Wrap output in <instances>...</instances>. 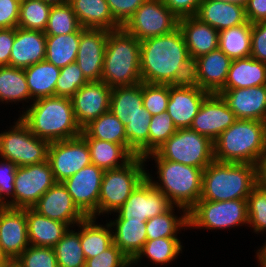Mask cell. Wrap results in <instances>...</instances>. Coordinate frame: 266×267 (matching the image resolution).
I'll return each mask as SVG.
<instances>
[{
	"label": "cell",
	"mask_w": 266,
	"mask_h": 267,
	"mask_svg": "<svg viewBox=\"0 0 266 267\" xmlns=\"http://www.w3.org/2000/svg\"><path fill=\"white\" fill-rule=\"evenodd\" d=\"M188 56V48L179 27L170 33L140 41L142 82L169 84Z\"/></svg>",
	"instance_id": "cell-1"
},
{
	"label": "cell",
	"mask_w": 266,
	"mask_h": 267,
	"mask_svg": "<svg viewBox=\"0 0 266 267\" xmlns=\"http://www.w3.org/2000/svg\"><path fill=\"white\" fill-rule=\"evenodd\" d=\"M33 102L19 118L35 136L54 142L81 135L82 129L76 122L70 98L43 97Z\"/></svg>",
	"instance_id": "cell-2"
},
{
	"label": "cell",
	"mask_w": 266,
	"mask_h": 267,
	"mask_svg": "<svg viewBox=\"0 0 266 267\" xmlns=\"http://www.w3.org/2000/svg\"><path fill=\"white\" fill-rule=\"evenodd\" d=\"M109 110L125 125L129 149L148 155L151 114L143 106L142 82L112 88Z\"/></svg>",
	"instance_id": "cell-3"
},
{
	"label": "cell",
	"mask_w": 266,
	"mask_h": 267,
	"mask_svg": "<svg viewBox=\"0 0 266 267\" xmlns=\"http://www.w3.org/2000/svg\"><path fill=\"white\" fill-rule=\"evenodd\" d=\"M214 160L257 165L266 150V122L237 119L213 142Z\"/></svg>",
	"instance_id": "cell-4"
},
{
	"label": "cell",
	"mask_w": 266,
	"mask_h": 267,
	"mask_svg": "<svg viewBox=\"0 0 266 267\" xmlns=\"http://www.w3.org/2000/svg\"><path fill=\"white\" fill-rule=\"evenodd\" d=\"M256 186V165L213 160L203 171L200 200L248 199Z\"/></svg>",
	"instance_id": "cell-5"
},
{
	"label": "cell",
	"mask_w": 266,
	"mask_h": 267,
	"mask_svg": "<svg viewBox=\"0 0 266 267\" xmlns=\"http://www.w3.org/2000/svg\"><path fill=\"white\" fill-rule=\"evenodd\" d=\"M101 81L110 88L142 82L140 41L123 28L108 33Z\"/></svg>",
	"instance_id": "cell-6"
},
{
	"label": "cell",
	"mask_w": 266,
	"mask_h": 267,
	"mask_svg": "<svg viewBox=\"0 0 266 267\" xmlns=\"http://www.w3.org/2000/svg\"><path fill=\"white\" fill-rule=\"evenodd\" d=\"M149 155L158 165L157 173L160 184L153 182L149 173H146V177L168 198L172 205H176L182 211L183 209L189 211L201 198L204 170L162 159L155 152L149 153L144 159L147 160Z\"/></svg>",
	"instance_id": "cell-7"
},
{
	"label": "cell",
	"mask_w": 266,
	"mask_h": 267,
	"mask_svg": "<svg viewBox=\"0 0 266 267\" xmlns=\"http://www.w3.org/2000/svg\"><path fill=\"white\" fill-rule=\"evenodd\" d=\"M144 157L135 156L126 165L105 170L98 198V214L116 212L146 177Z\"/></svg>",
	"instance_id": "cell-8"
},
{
	"label": "cell",
	"mask_w": 266,
	"mask_h": 267,
	"mask_svg": "<svg viewBox=\"0 0 266 267\" xmlns=\"http://www.w3.org/2000/svg\"><path fill=\"white\" fill-rule=\"evenodd\" d=\"M154 152L162 159L203 170L214 160L213 142L190 128L178 129Z\"/></svg>",
	"instance_id": "cell-9"
},
{
	"label": "cell",
	"mask_w": 266,
	"mask_h": 267,
	"mask_svg": "<svg viewBox=\"0 0 266 267\" xmlns=\"http://www.w3.org/2000/svg\"><path fill=\"white\" fill-rule=\"evenodd\" d=\"M50 142L35 136L29 127L18 119L12 129L0 133V156L18 167L47 161Z\"/></svg>",
	"instance_id": "cell-10"
},
{
	"label": "cell",
	"mask_w": 266,
	"mask_h": 267,
	"mask_svg": "<svg viewBox=\"0 0 266 267\" xmlns=\"http://www.w3.org/2000/svg\"><path fill=\"white\" fill-rule=\"evenodd\" d=\"M189 227L223 229L248 224L247 199L199 200L188 211Z\"/></svg>",
	"instance_id": "cell-11"
},
{
	"label": "cell",
	"mask_w": 266,
	"mask_h": 267,
	"mask_svg": "<svg viewBox=\"0 0 266 267\" xmlns=\"http://www.w3.org/2000/svg\"><path fill=\"white\" fill-rule=\"evenodd\" d=\"M178 27L179 18L163 0H146L122 26L139 41L170 33Z\"/></svg>",
	"instance_id": "cell-12"
},
{
	"label": "cell",
	"mask_w": 266,
	"mask_h": 267,
	"mask_svg": "<svg viewBox=\"0 0 266 267\" xmlns=\"http://www.w3.org/2000/svg\"><path fill=\"white\" fill-rule=\"evenodd\" d=\"M47 160L56 182H63L91 164L86 140L78 137L50 142Z\"/></svg>",
	"instance_id": "cell-13"
},
{
	"label": "cell",
	"mask_w": 266,
	"mask_h": 267,
	"mask_svg": "<svg viewBox=\"0 0 266 267\" xmlns=\"http://www.w3.org/2000/svg\"><path fill=\"white\" fill-rule=\"evenodd\" d=\"M172 204L168 198L145 177L129 198L116 211V220L147 221L166 212Z\"/></svg>",
	"instance_id": "cell-14"
},
{
	"label": "cell",
	"mask_w": 266,
	"mask_h": 267,
	"mask_svg": "<svg viewBox=\"0 0 266 267\" xmlns=\"http://www.w3.org/2000/svg\"><path fill=\"white\" fill-rule=\"evenodd\" d=\"M55 183L48 160L17 167L14 181V208H32Z\"/></svg>",
	"instance_id": "cell-15"
},
{
	"label": "cell",
	"mask_w": 266,
	"mask_h": 267,
	"mask_svg": "<svg viewBox=\"0 0 266 267\" xmlns=\"http://www.w3.org/2000/svg\"><path fill=\"white\" fill-rule=\"evenodd\" d=\"M103 174V169L90 164L62 182L74 204L86 217L96 218L98 213Z\"/></svg>",
	"instance_id": "cell-16"
},
{
	"label": "cell",
	"mask_w": 266,
	"mask_h": 267,
	"mask_svg": "<svg viewBox=\"0 0 266 267\" xmlns=\"http://www.w3.org/2000/svg\"><path fill=\"white\" fill-rule=\"evenodd\" d=\"M237 121L234 112L219 94L210 93L193 118L190 129L214 142L219 135Z\"/></svg>",
	"instance_id": "cell-17"
},
{
	"label": "cell",
	"mask_w": 266,
	"mask_h": 267,
	"mask_svg": "<svg viewBox=\"0 0 266 267\" xmlns=\"http://www.w3.org/2000/svg\"><path fill=\"white\" fill-rule=\"evenodd\" d=\"M111 90L103 81H91L70 98L76 122L83 129L92 120L109 111Z\"/></svg>",
	"instance_id": "cell-18"
},
{
	"label": "cell",
	"mask_w": 266,
	"mask_h": 267,
	"mask_svg": "<svg viewBox=\"0 0 266 267\" xmlns=\"http://www.w3.org/2000/svg\"><path fill=\"white\" fill-rule=\"evenodd\" d=\"M26 208L0 207V247L15 261L29 246Z\"/></svg>",
	"instance_id": "cell-19"
},
{
	"label": "cell",
	"mask_w": 266,
	"mask_h": 267,
	"mask_svg": "<svg viewBox=\"0 0 266 267\" xmlns=\"http://www.w3.org/2000/svg\"><path fill=\"white\" fill-rule=\"evenodd\" d=\"M109 30L85 28L80 35L76 63L85 78L100 81Z\"/></svg>",
	"instance_id": "cell-20"
},
{
	"label": "cell",
	"mask_w": 266,
	"mask_h": 267,
	"mask_svg": "<svg viewBox=\"0 0 266 267\" xmlns=\"http://www.w3.org/2000/svg\"><path fill=\"white\" fill-rule=\"evenodd\" d=\"M32 208L41 215L68 226H74L86 218L74 204L62 182H56L49 188Z\"/></svg>",
	"instance_id": "cell-21"
},
{
	"label": "cell",
	"mask_w": 266,
	"mask_h": 267,
	"mask_svg": "<svg viewBox=\"0 0 266 267\" xmlns=\"http://www.w3.org/2000/svg\"><path fill=\"white\" fill-rule=\"evenodd\" d=\"M218 94L237 119L266 122V85L222 89Z\"/></svg>",
	"instance_id": "cell-22"
},
{
	"label": "cell",
	"mask_w": 266,
	"mask_h": 267,
	"mask_svg": "<svg viewBox=\"0 0 266 267\" xmlns=\"http://www.w3.org/2000/svg\"><path fill=\"white\" fill-rule=\"evenodd\" d=\"M200 87L169 86L167 113L177 129L189 128L199 112L204 99L209 95Z\"/></svg>",
	"instance_id": "cell-23"
},
{
	"label": "cell",
	"mask_w": 266,
	"mask_h": 267,
	"mask_svg": "<svg viewBox=\"0 0 266 267\" xmlns=\"http://www.w3.org/2000/svg\"><path fill=\"white\" fill-rule=\"evenodd\" d=\"M46 35L43 31L15 28L10 66L25 69L45 60Z\"/></svg>",
	"instance_id": "cell-24"
},
{
	"label": "cell",
	"mask_w": 266,
	"mask_h": 267,
	"mask_svg": "<svg viewBox=\"0 0 266 267\" xmlns=\"http://www.w3.org/2000/svg\"><path fill=\"white\" fill-rule=\"evenodd\" d=\"M189 56L200 57L219 47V31L196 16L179 19Z\"/></svg>",
	"instance_id": "cell-25"
},
{
	"label": "cell",
	"mask_w": 266,
	"mask_h": 267,
	"mask_svg": "<svg viewBox=\"0 0 266 267\" xmlns=\"http://www.w3.org/2000/svg\"><path fill=\"white\" fill-rule=\"evenodd\" d=\"M199 87L218 94L224 87L232 59L219 47L197 58Z\"/></svg>",
	"instance_id": "cell-26"
},
{
	"label": "cell",
	"mask_w": 266,
	"mask_h": 267,
	"mask_svg": "<svg viewBox=\"0 0 266 267\" xmlns=\"http://www.w3.org/2000/svg\"><path fill=\"white\" fill-rule=\"evenodd\" d=\"M196 17L218 31L247 22L243 6L213 0H202Z\"/></svg>",
	"instance_id": "cell-27"
},
{
	"label": "cell",
	"mask_w": 266,
	"mask_h": 267,
	"mask_svg": "<svg viewBox=\"0 0 266 267\" xmlns=\"http://www.w3.org/2000/svg\"><path fill=\"white\" fill-rule=\"evenodd\" d=\"M29 244L53 248L69 230L63 222L41 215L33 208H26Z\"/></svg>",
	"instance_id": "cell-28"
},
{
	"label": "cell",
	"mask_w": 266,
	"mask_h": 267,
	"mask_svg": "<svg viewBox=\"0 0 266 267\" xmlns=\"http://www.w3.org/2000/svg\"><path fill=\"white\" fill-rule=\"evenodd\" d=\"M83 28L116 30L122 26L113 18L106 0H69Z\"/></svg>",
	"instance_id": "cell-29"
},
{
	"label": "cell",
	"mask_w": 266,
	"mask_h": 267,
	"mask_svg": "<svg viewBox=\"0 0 266 267\" xmlns=\"http://www.w3.org/2000/svg\"><path fill=\"white\" fill-rule=\"evenodd\" d=\"M266 85V63L251 56L232 60L223 89Z\"/></svg>",
	"instance_id": "cell-30"
},
{
	"label": "cell",
	"mask_w": 266,
	"mask_h": 267,
	"mask_svg": "<svg viewBox=\"0 0 266 267\" xmlns=\"http://www.w3.org/2000/svg\"><path fill=\"white\" fill-rule=\"evenodd\" d=\"M84 139L90 151L91 164L96 165L104 171L122 167L136 156L129 149L128 145L116 144L96 138ZM118 160H121V163Z\"/></svg>",
	"instance_id": "cell-31"
},
{
	"label": "cell",
	"mask_w": 266,
	"mask_h": 267,
	"mask_svg": "<svg viewBox=\"0 0 266 267\" xmlns=\"http://www.w3.org/2000/svg\"><path fill=\"white\" fill-rule=\"evenodd\" d=\"M109 224L116 229L113 243L132 261L147 241L146 221L115 220Z\"/></svg>",
	"instance_id": "cell-32"
},
{
	"label": "cell",
	"mask_w": 266,
	"mask_h": 267,
	"mask_svg": "<svg viewBox=\"0 0 266 267\" xmlns=\"http://www.w3.org/2000/svg\"><path fill=\"white\" fill-rule=\"evenodd\" d=\"M24 73L32 100L55 96V85L60 75L59 67L43 60L25 68Z\"/></svg>",
	"instance_id": "cell-33"
},
{
	"label": "cell",
	"mask_w": 266,
	"mask_h": 267,
	"mask_svg": "<svg viewBox=\"0 0 266 267\" xmlns=\"http://www.w3.org/2000/svg\"><path fill=\"white\" fill-rule=\"evenodd\" d=\"M96 218L86 217L79 222L80 244L86 259L93 258L113 244V233L110 224L106 227L96 225ZM82 229V230H81Z\"/></svg>",
	"instance_id": "cell-34"
},
{
	"label": "cell",
	"mask_w": 266,
	"mask_h": 267,
	"mask_svg": "<svg viewBox=\"0 0 266 267\" xmlns=\"http://www.w3.org/2000/svg\"><path fill=\"white\" fill-rule=\"evenodd\" d=\"M84 29L81 27L78 31L70 34L46 36L45 60L59 68L75 62L80 35Z\"/></svg>",
	"instance_id": "cell-35"
},
{
	"label": "cell",
	"mask_w": 266,
	"mask_h": 267,
	"mask_svg": "<svg viewBox=\"0 0 266 267\" xmlns=\"http://www.w3.org/2000/svg\"><path fill=\"white\" fill-rule=\"evenodd\" d=\"M81 136L128 145L125 125L110 110L86 125Z\"/></svg>",
	"instance_id": "cell-36"
},
{
	"label": "cell",
	"mask_w": 266,
	"mask_h": 267,
	"mask_svg": "<svg viewBox=\"0 0 266 267\" xmlns=\"http://www.w3.org/2000/svg\"><path fill=\"white\" fill-rule=\"evenodd\" d=\"M219 48L232 60L250 57L251 23L219 31Z\"/></svg>",
	"instance_id": "cell-37"
},
{
	"label": "cell",
	"mask_w": 266,
	"mask_h": 267,
	"mask_svg": "<svg viewBox=\"0 0 266 267\" xmlns=\"http://www.w3.org/2000/svg\"><path fill=\"white\" fill-rule=\"evenodd\" d=\"M32 99L24 69L0 66V101L17 102Z\"/></svg>",
	"instance_id": "cell-38"
},
{
	"label": "cell",
	"mask_w": 266,
	"mask_h": 267,
	"mask_svg": "<svg viewBox=\"0 0 266 267\" xmlns=\"http://www.w3.org/2000/svg\"><path fill=\"white\" fill-rule=\"evenodd\" d=\"M173 208L174 205L163 214L152 217L146 221L147 240L177 237V231H179L180 228L189 227L188 211L184 209V214L178 218L173 214Z\"/></svg>",
	"instance_id": "cell-39"
},
{
	"label": "cell",
	"mask_w": 266,
	"mask_h": 267,
	"mask_svg": "<svg viewBox=\"0 0 266 267\" xmlns=\"http://www.w3.org/2000/svg\"><path fill=\"white\" fill-rule=\"evenodd\" d=\"M182 251V245L177 237L147 240L142 250L131 261V266L138 264L143 255L156 264H167L173 261Z\"/></svg>",
	"instance_id": "cell-40"
},
{
	"label": "cell",
	"mask_w": 266,
	"mask_h": 267,
	"mask_svg": "<svg viewBox=\"0 0 266 267\" xmlns=\"http://www.w3.org/2000/svg\"><path fill=\"white\" fill-rule=\"evenodd\" d=\"M53 249L58 267H85L86 258L81 248L79 232L69 229Z\"/></svg>",
	"instance_id": "cell-41"
},
{
	"label": "cell",
	"mask_w": 266,
	"mask_h": 267,
	"mask_svg": "<svg viewBox=\"0 0 266 267\" xmlns=\"http://www.w3.org/2000/svg\"><path fill=\"white\" fill-rule=\"evenodd\" d=\"M81 27L71 4L67 2L52 5L44 33L46 36L65 35L76 32Z\"/></svg>",
	"instance_id": "cell-42"
},
{
	"label": "cell",
	"mask_w": 266,
	"mask_h": 267,
	"mask_svg": "<svg viewBox=\"0 0 266 267\" xmlns=\"http://www.w3.org/2000/svg\"><path fill=\"white\" fill-rule=\"evenodd\" d=\"M52 5L42 0H21L18 27L45 31Z\"/></svg>",
	"instance_id": "cell-43"
},
{
	"label": "cell",
	"mask_w": 266,
	"mask_h": 267,
	"mask_svg": "<svg viewBox=\"0 0 266 267\" xmlns=\"http://www.w3.org/2000/svg\"><path fill=\"white\" fill-rule=\"evenodd\" d=\"M89 81L76 62L60 68V75L55 85V96L71 98L75 92Z\"/></svg>",
	"instance_id": "cell-44"
},
{
	"label": "cell",
	"mask_w": 266,
	"mask_h": 267,
	"mask_svg": "<svg viewBox=\"0 0 266 267\" xmlns=\"http://www.w3.org/2000/svg\"><path fill=\"white\" fill-rule=\"evenodd\" d=\"M142 98L143 106L151 116L166 112L169 102V85L142 82Z\"/></svg>",
	"instance_id": "cell-45"
},
{
	"label": "cell",
	"mask_w": 266,
	"mask_h": 267,
	"mask_svg": "<svg viewBox=\"0 0 266 267\" xmlns=\"http://www.w3.org/2000/svg\"><path fill=\"white\" fill-rule=\"evenodd\" d=\"M177 130V127L167 112L151 116L149 126V153L158 149Z\"/></svg>",
	"instance_id": "cell-46"
},
{
	"label": "cell",
	"mask_w": 266,
	"mask_h": 267,
	"mask_svg": "<svg viewBox=\"0 0 266 267\" xmlns=\"http://www.w3.org/2000/svg\"><path fill=\"white\" fill-rule=\"evenodd\" d=\"M248 224L257 233L266 231V189L258 185L252 190L247 199Z\"/></svg>",
	"instance_id": "cell-47"
},
{
	"label": "cell",
	"mask_w": 266,
	"mask_h": 267,
	"mask_svg": "<svg viewBox=\"0 0 266 267\" xmlns=\"http://www.w3.org/2000/svg\"><path fill=\"white\" fill-rule=\"evenodd\" d=\"M20 267H58L53 248L29 245L15 260Z\"/></svg>",
	"instance_id": "cell-48"
},
{
	"label": "cell",
	"mask_w": 266,
	"mask_h": 267,
	"mask_svg": "<svg viewBox=\"0 0 266 267\" xmlns=\"http://www.w3.org/2000/svg\"><path fill=\"white\" fill-rule=\"evenodd\" d=\"M131 260L113 243L99 255L86 259L85 267H129Z\"/></svg>",
	"instance_id": "cell-49"
},
{
	"label": "cell",
	"mask_w": 266,
	"mask_h": 267,
	"mask_svg": "<svg viewBox=\"0 0 266 267\" xmlns=\"http://www.w3.org/2000/svg\"><path fill=\"white\" fill-rule=\"evenodd\" d=\"M168 85L171 87H199L197 58L188 56L181 63L173 80Z\"/></svg>",
	"instance_id": "cell-50"
},
{
	"label": "cell",
	"mask_w": 266,
	"mask_h": 267,
	"mask_svg": "<svg viewBox=\"0 0 266 267\" xmlns=\"http://www.w3.org/2000/svg\"><path fill=\"white\" fill-rule=\"evenodd\" d=\"M5 161V162H4ZM17 165L9 160H4L3 163L0 162V207L7 206L14 208V181L16 175ZM12 196L11 201H5L4 196Z\"/></svg>",
	"instance_id": "cell-51"
},
{
	"label": "cell",
	"mask_w": 266,
	"mask_h": 267,
	"mask_svg": "<svg viewBox=\"0 0 266 267\" xmlns=\"http://www.w3.org/2000/svg\"><path fill=\"white\" fill-rule=\"evenodd\" d=\"M250 56L266 63V21L251 24V53Z\"/></svg>",
	"instance_id": "cell-52"
},
{
	"label": "cell",
	"mask_w": 266,
	"mask_h": 267,
	"mask_svg": "<svg viewBox=\"0 0 266 267\" xmlns=\"http://www.w3.org/2000/svg\"><path fill=\"white\" fill-rule=\"evenodd\" d=\"M113 18L123 26L146 0H106Z\"/></svg>",
	"instance_id": "cell-53"
},
{
	"label": "cell",
	"mask_w": 266,
	"mask_h": 267,
	"mask_svg": "<svg viewBox=\"0 0 266 267\" xmlns=\"http://www.w3.org/2000/svg\"><path fill=\"white\" fill-rule=\"evenodd\" d=\"M21 0H0V29L18 27Z\"/></svg>",
	"instance_id": "cell-54"
},
{
	"label": "cell",
	"mask_w": 266,
	"mask_h": 267,
	"mask_svg": "<svg viewBox=\"0 0 266 267\" xmlns=\"http://www.w3.org/2000/svg\"><path fill=\"white\" fill-rule=\"evenodd\" d=\"M202 0H163L164 4L179 19L188 16H196Z\"/></svg>",
	"instance_id": "cell-55"
},
{
	"label": "cell",
	"mask_w": 266,
	"mask_h": 267,
	"mask_svg": "<svg viewBox=\"0 0 266 267\" xmlns=\"http://www.w3.org/2000/svg\"><path fill=\"white\" fill-rule=\"evenodd\" d=\"M15 39V28L0 29V66H10V55Z\"/></svg>",
	"instance_id": "cell-56"
},
{
	"label": "cell",
	"mask_w": 266,
	"mask_h": 267,
	"mask_svg": "<svg viewBox=\"0 0 266 267\" xmlns=\"http://www.w3.org/2000/svg\"><path fill=\"white\" fill-rule=\"evenodd\" d=\"M245 14L251 24L266 21V0H249L245 7Z\"/></svg>",
	"instance_id": "cell-57"
},
{
	"label": "cell",
	"mask_w": 266,
	"mask_h": 267,
	"mask_svg": "<svg viewBox=\"0 0 266 267\" xmlns=\"http://www.w3.org/2000/svg\"><path fill=\"white\" fill-rule=\"evenodd\" d=\"M257 185L263 189H266V150L261 155L257 165Z\"/></svg>",
	"instance_id": "cell-58"
},
{
	"label": "cell",
	"mask_w": 266,
	"mask_h": 267,
	"mask_svg": "<svg viewBox=\"0 0 266 267\" xmlns=\"http://www.w3.org/2000/svg\"><path fill=\"white\" fill-rule=\"evenodd\" d=\"M256 256L260 262L259 264H261V267H266V244H264V246L261 247L260 250H258Z\"/></svg>",
	"instance_id": "cell-59"
},
{
	"label": "cell",
	"mask_w": 266,
	"mask_h": 267,
	"mask_svg": "<svg viewBox=\"0 0 266 267\" xmlns=\"http://www.w3.org/2000/svg\"><path fill=\"white\" fill-rule=\"evenodd\" d=\"M213 1L238 4V5L243 6L245 8L246 5L248 4L249 0H213Z\"/></svg>",
	"instance_id": "cell-60"
},
{
	"label": "cell",
	"mask_w": 266,
	"mask_h": 267,
	"mask_svg": "<svg viewBox=\"0 0 266 267\" xmlns=\"http://www.w3.org/2000/svg\"><path fill=\"white\" fill-rule=\"evenodd\" d=\"M10 262L9 258L4 254L0 247V266H6Z\"/></svg>",
	"instance_id": "cell-61"
},
{
	"label": "cell",
	"mask_w": 266,
	"mask_h": 267,
	"mask_svg": "<svg viewBox=\"0 0 266 267\" xmlns=\"http://www.w3.org/2000/svg\"><path fill=\"white\" fill-rule=\"evenodd\" d=\"M43 2L49 3L51 5H60L69 2V0H42Z\"/></svg>",
	"instance_id": "cell-62"
},
{
	"label": "cell",
	"mask_w": 266,
	"mask_h": 267,
	"mask_svg": "<svg viewBox=\"0 0 266 267\" xmlns=\"http://www.w3.org/2000/svg\"><path fill=\"white\" fill-rule=\"evenodd\" d=\"M5 267H20L15 261H10Z\"/></svg>",
	"instance_id": "cell-63"
}]
</instances>
